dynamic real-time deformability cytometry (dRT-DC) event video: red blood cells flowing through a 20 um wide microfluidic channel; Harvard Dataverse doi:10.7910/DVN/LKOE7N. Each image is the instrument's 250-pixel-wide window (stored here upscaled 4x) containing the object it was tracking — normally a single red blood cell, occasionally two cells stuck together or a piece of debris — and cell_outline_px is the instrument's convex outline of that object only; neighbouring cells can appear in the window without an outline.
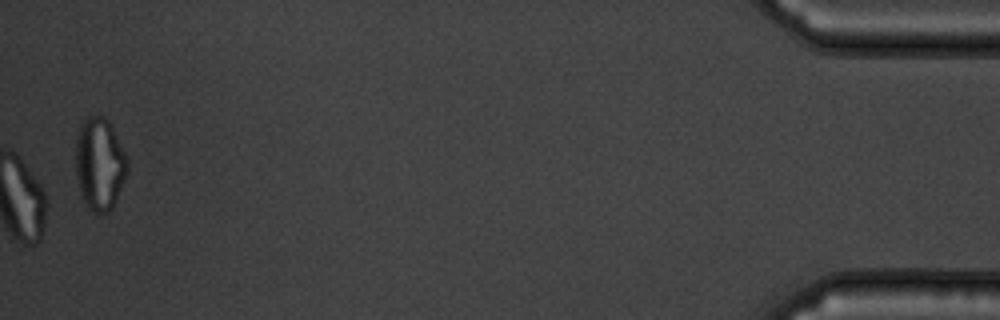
{"species": "common noctule bat (a hibernating species)", "species_latin": "Nyctalus noctula", "temperature_condition": "warm", "stored_images_in_passage": 39, "camera_frame_rate_fps": 3000, "um_per_image_px": 0.085, "animal": {"sex": "male", "body_mass_g": 19.5, "forearm_length_mm": 54.6}, "frame": {"image": 1, "passage_image": 39, "time_ms": 12.667, "image_size_px": [1000, 320], "cell_outline_px": [[128, 168], [112, 208], [108, 212], [92, 212], [84, 204], [80, 196], [76, 180], [76, 136], [80, 124], [88, 116], [104, 116], [112, 124], [128, 160]], "centroid_in_image_um": [8.44, 13.92], "position_along_channel_um": 426.8, "area_um2": 28.09}, "authors_computed_cell_mechanics": {"area_um2": 25.7788, "velocity_mm_per_s": 3.7583, "shape_relaxation_time_tau1_ms": null, "shape_relaxation_time_tau2_ms": 0.8318, "deformation_change_tau1": null, "deformation_change_tau2": 0.0595}}